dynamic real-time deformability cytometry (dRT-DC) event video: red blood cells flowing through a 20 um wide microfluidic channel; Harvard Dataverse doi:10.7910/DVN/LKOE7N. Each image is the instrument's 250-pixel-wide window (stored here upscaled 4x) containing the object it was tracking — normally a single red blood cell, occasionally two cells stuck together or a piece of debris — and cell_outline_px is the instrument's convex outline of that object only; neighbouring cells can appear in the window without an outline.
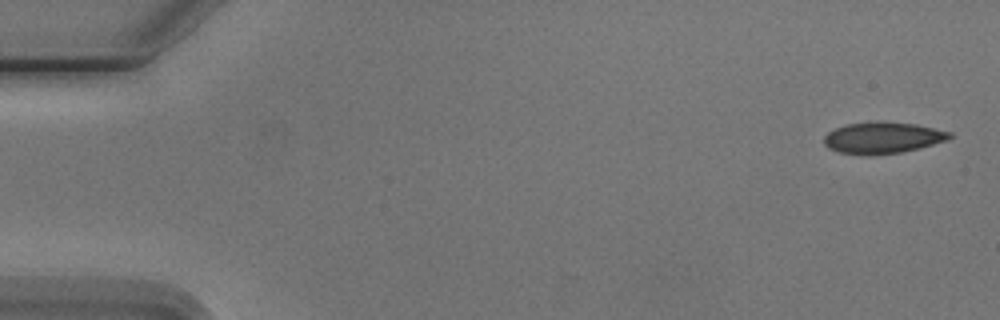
{"species": "Egyptian fruit bat (a non-hibernating species)", "species_latin": "Rousettus aegyptiacus", "temperature_condition": "cold", "stored_images_in_passage": 6, "camera_frame_rate_fps": 3000, "um_per_image_px": 0.085, "animal": {"sex": "male"}, "frame": {"image": 1, "passage_image": 1, "time_ms": 0.0, "image_size_px": [1000, 320], "cell_outline_px": [[952, 136], [948, 140], [920, 148], [900, 152], [868, 156], [840, 152], [828, 148], [824, 144], [824, 136], [828, 132], [844, 124], [916, 124], [952, 132]], "centroid_in_image_um": [75.03, 11.76], "position_along_channel_um": 10.0, "area_um2": 22.31}}
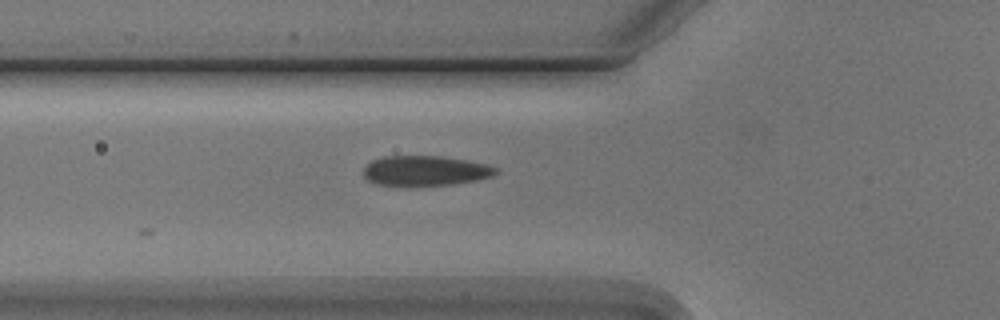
{"frame": {"image": 2, "passage_image": 6, "time_ms": 5.667, "image_size_px": [1000, 320], "cell_outline_px": [[500, 172], [492, 176], [476, 180], [456, 184], [416, 188], [408, 188], [376, 184], [368, 180], [364, 176], [364, 168], [372, 160], [384, 156], [440, 156], [488, 164], [496, 168]], "centroid_in_image_um": [36.13, 14.56], "position_along_channel_um": 89.7, "area_um2": 23.93}}